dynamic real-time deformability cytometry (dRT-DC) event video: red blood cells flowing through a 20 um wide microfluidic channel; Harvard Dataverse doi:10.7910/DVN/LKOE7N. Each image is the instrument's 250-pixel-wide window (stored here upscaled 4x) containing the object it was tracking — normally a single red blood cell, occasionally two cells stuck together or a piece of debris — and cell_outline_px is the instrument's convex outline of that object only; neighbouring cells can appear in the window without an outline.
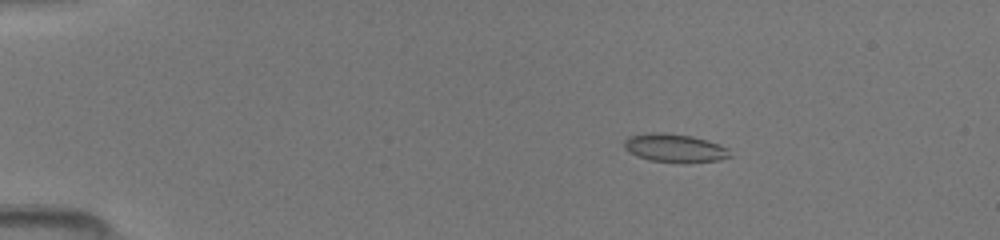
{"species": "common noctule bat (a hibernating species)", "species_latin": "Nyctalus noctula", "temperature_condition": "room temperature", "stored_images_in_passage": 49, "camera_frame_rate_fps": 3000, "um_per_image_px": 0.085, "animal": {"sex": "female", "body_mass_g": 19.5, "forearm_length_mm": 54.1}, "frame": {"image": 1, "passage_image": 9, "time_ms": 2.667, "image_size_px": [1000, 240], "cell_outline_px": [[732, 156], [720, 160], [648, 160], [636, 156], [628, 152], [624, 148], [624, 140], [628, 136], [656, 132], [664, 132], [692, 136], [728, 148]], "centroid_in_image_um": [57.27, 12.54], "position_along_channel_um": 27.7, "area_um2": 16.7}}
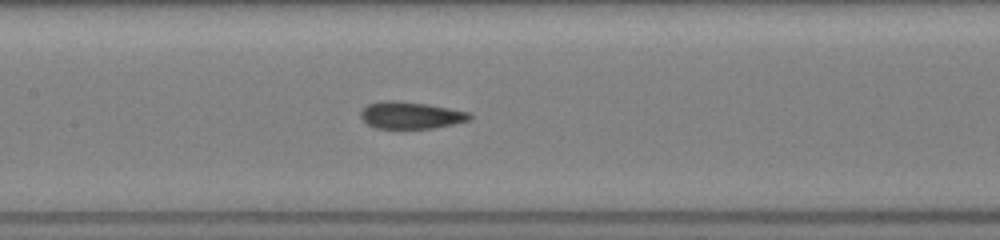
{"frame": {"image": 2, "passage_image": 25, "time_ms": 8.0, "image_size_px": [1000, 240], "cell_outline_px": [[472, 116], [468, 120], [452, 124], [432, 128], [376, 128], [368, 124], [360, 116], [360, 112], [368, 104], [384, 100], [396, 100], [428, 104], [468, 112]], "centroid_in_image_um": [34.88, 9.78], "position_along_channel_um": 172.5, "area_um2": 16.94}}
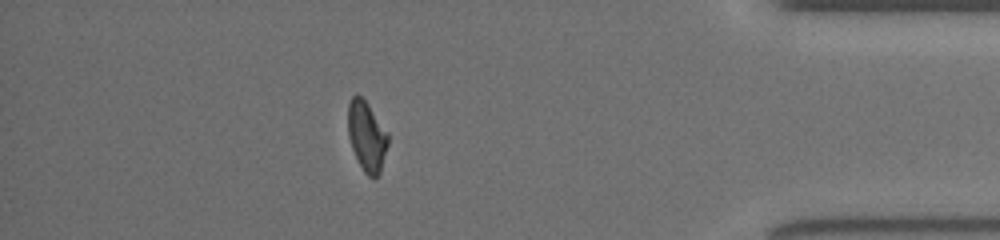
{"frame": {"image": 3, "passage_image": 44, "time_ms": 14.333, "image_size_px": [1000, 240], "cell_outline_px": [[388, 144], [380, 172], [372, 180], [364, 172], [352, 148], [348, 136], [348, 104], [352, 96], [356, 92], [368, 104], [388, 132]], "centroid_in_image_um": [31.17, 11.56], "position_along_channel_um": 404.0, "area_um2": 16.3}}